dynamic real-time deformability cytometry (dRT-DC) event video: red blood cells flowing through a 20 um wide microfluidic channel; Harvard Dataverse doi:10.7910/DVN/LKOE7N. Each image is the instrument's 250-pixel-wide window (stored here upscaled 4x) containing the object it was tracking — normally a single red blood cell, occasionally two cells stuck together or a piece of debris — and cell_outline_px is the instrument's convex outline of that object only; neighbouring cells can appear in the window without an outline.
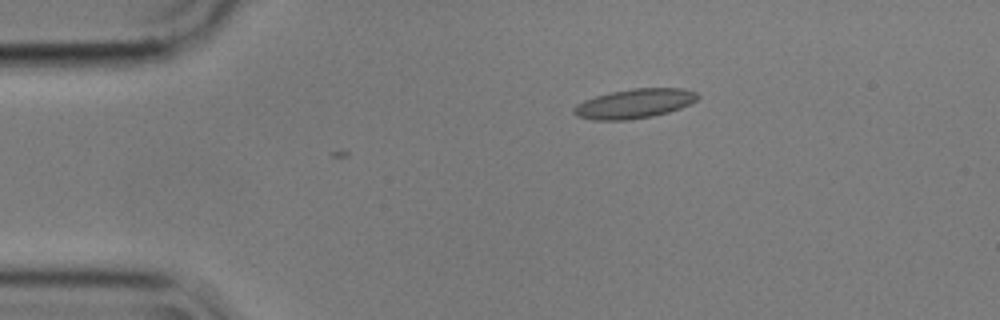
{"species": "common noctule bat (a hibernating species)", "species_latin": "Nyctalus noctula", "temperature_condition": "cold", "stored_images_in_passage": 3, "camera_frame_rate_fps": 3000, "um_per_image_px": 0.085, "animal": {"sex": "male", "body_mass_g": 17.9}, "frame": {"image": 1, "passage_image": 3, "time_ms": 0.667, "image_size_px": [1000, 320], "cell_outline_px": [[700, 96], [696, 100], [680, 108], [668, 112], [652, 116], [628, 120], [596, 120], [576, 116], [572, 112], [572, 108], [576, 104], [584, 100], [596, 96], [612, 92], [632, 88], [684, 88], [696, 92]], "centroid_in_image_um": [53.9, 8.8], "position_along_channel_um": 31.1, "area_um2": 21.21}}